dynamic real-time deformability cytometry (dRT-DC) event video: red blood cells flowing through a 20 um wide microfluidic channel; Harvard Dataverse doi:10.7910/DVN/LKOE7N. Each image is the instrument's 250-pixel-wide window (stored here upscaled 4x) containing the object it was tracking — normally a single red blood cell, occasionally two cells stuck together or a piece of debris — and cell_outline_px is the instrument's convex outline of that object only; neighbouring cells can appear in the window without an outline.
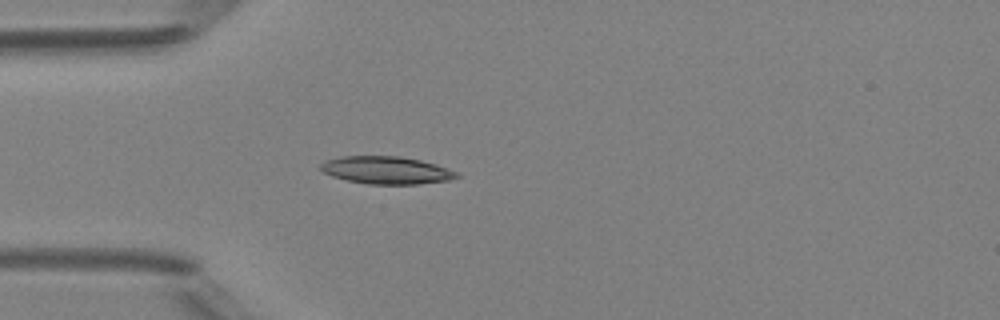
{"species": "Egyptian fruit bat (a non-hibernating species)", "species_latin": "Rousettus aegyptiacus", "temperature_condition": "room temperature", "stored_images_in_passage": 41, "camera_frame_rate_fps": 3000, "um_per_image_px": 0.085, "animal": {"sex": "female"}, "frame": {"image": 1, "passage_image": 9, "time_ms": 2.667, "image_size_px": [1000, 320], "cell_outline_px": [[460, 176], [448, 180], [416, 184], [368, 184], [348, 180], [332, 176], [324, 172], [320, 168], [320, 164], [324, 160], [340, 156], [400, 156], [420, 160], [436, 164], [456, 172]], "centroid_in_image_um": [32.8, 14.46], "position_along_channel_um": 52.2, "area_um2": 21.73}}
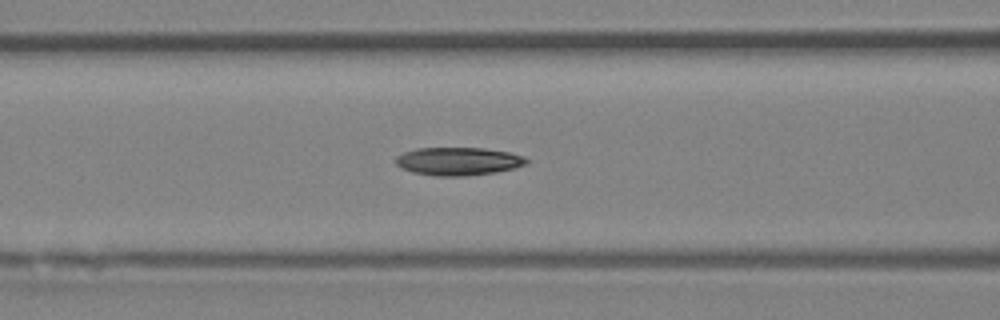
{"frame": {"image": 2, "passage_image": 15, "time_ms": 4.667, "image_size_px": [1000, 320], "cell_outline_px": [[528, 160], [524, 164], [516, 168], [496, 172], [464, 176], [436, 176], [412, 172], [400, 168], [396, 164], [396, 156], [404, 152], [416, 148], [484, 148], [508, 152], [524, 156]], "centroid_in_image_um": [38.93, 13.71], "position_along_channel_um": 127.7, "area_um2": 21.39}}
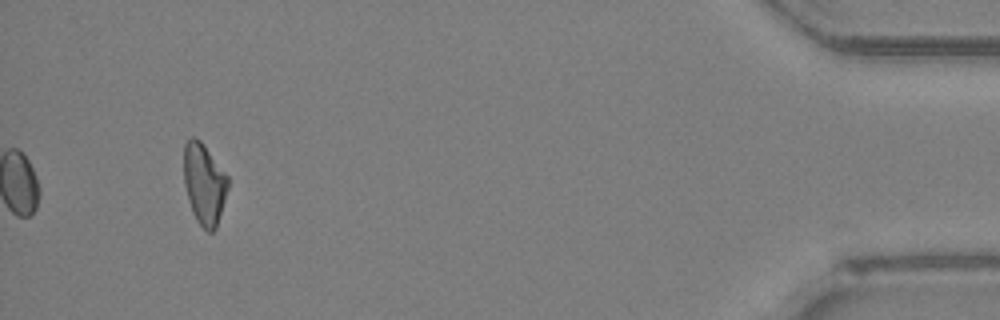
{"frame": {"image": 3, "passage_image": 41, "time_ms": 13.333, "image_size_px": [1000, 320], "cell_outline_px": [[228, 188], [216, 228], [212, 232], [208, 232], [196, 220], [192, 212], [188, 200], [184, 184], [184, 144], [192, 136], [200, 140], [228, 176]], "centroid_in_image_um": [17.34, 15.63], "position_along_channel_um": 417.9, "area_um2": 20.69}, "authors_computed_cell_mechanics": {"area_um2": 20.9814, "velocity_mm_per_s": 4.2047, "shape_relaxation_time_tau1_ms": 3.2389, "shape_relaxation_time_tau2_ms": 7.983, "deformation_change_tau1": 0.1425, "deformation_change_tau2": 0.1628}}